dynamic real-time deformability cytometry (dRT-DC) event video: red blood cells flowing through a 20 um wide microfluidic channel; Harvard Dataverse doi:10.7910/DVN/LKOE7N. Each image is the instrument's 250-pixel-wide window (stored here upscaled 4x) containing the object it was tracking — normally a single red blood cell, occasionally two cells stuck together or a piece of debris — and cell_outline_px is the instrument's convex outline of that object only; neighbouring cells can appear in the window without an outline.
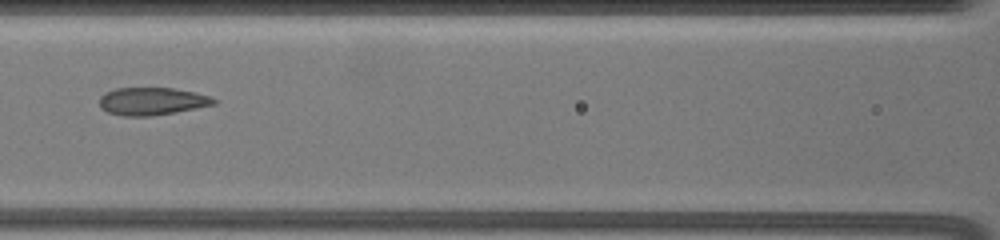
{"species": "common noctule bat (a hibernating species)", "species_latin": "Nyctalus noctula", "temperature_condition": "warm", "stored_images_in_passage": 15, "camera_frame_rate_fps": 3000, "um_per_image_px": 0.085, "animal": {"sex": "female", "body_mass_g": 19.5, "forearm_length_mm": 54.1}, "frame": {"image": 1, "passage_image": 4, "time_ms": 3.333, "image_size_px": [1000, 240], "cell_outline_px": [[216, 104], [176, 112], [152, 116], [124, 116], [108, 112], [100, 108], [100, 96], [104, 92], [116, 88], [172, 88], [196, 92], [208, 96], [216, 100]], "centroid_in_image_um": [12.89, 8.6], "position_along_channel_um": 153.7, "area_um2": 18.44}}
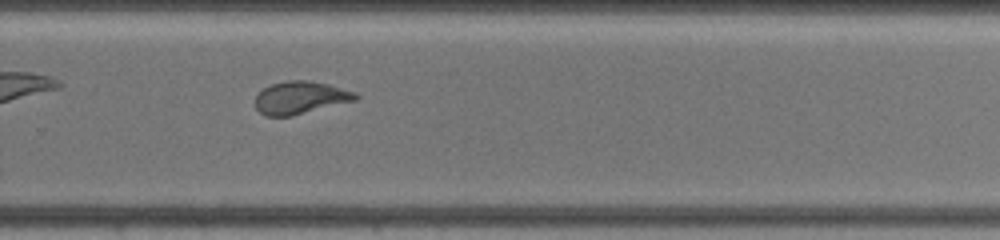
{"frame": {"image": 2, "passage_image": 8, "time_ms": 7.667, "image_size_px": [1000, 240], "cell_outline_px": [[360, 96], [356, 100], [292, 116], [264, 116], [256, 108], [256, 96], [264, 88], [272, 84], [288, 80], [308, 80], [328, 84], [356, 92]], "centroid_in_image_um": [25.55, 8.3], "position_along_channel_um": 304.3, "area_um2": 19.02}}
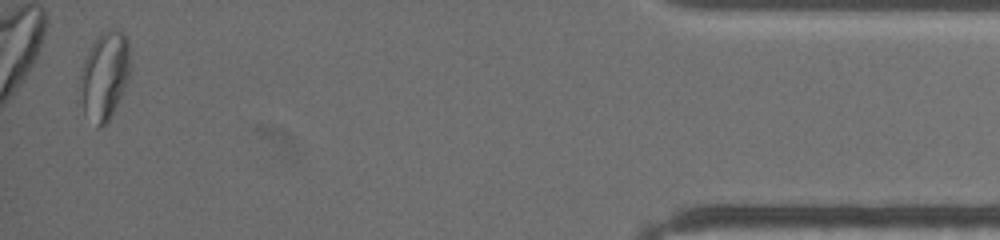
{"frame": {"image": 3, "passage_image": 15, "time_ms": 13.0, "image_size_px": [1000, 240], "cell_outline_px": [[128, 80], [108, 120], [104, 124], [96, 128], [84, 112], [80, 80], [80, 72], [84, 60], [92, 44], [104, 32], [120, 32], [128, 36]], "centroid_in_image_um": [8.87, 6.46], "position_along_channel_um": 426.3, "area_um2": 24.57}, "authors_computed_cell_mechanics": {"area_um2": 20.4034, "velocity_mm_per_s": 3.4915, "shape_relaxation_time_tau1_ms": 7.7463, "shape_relaxation_time_tau2_ms": 1.0142, "deformation_change_tau1": 0.173, "deformation_change_tau2": 0.0503}}